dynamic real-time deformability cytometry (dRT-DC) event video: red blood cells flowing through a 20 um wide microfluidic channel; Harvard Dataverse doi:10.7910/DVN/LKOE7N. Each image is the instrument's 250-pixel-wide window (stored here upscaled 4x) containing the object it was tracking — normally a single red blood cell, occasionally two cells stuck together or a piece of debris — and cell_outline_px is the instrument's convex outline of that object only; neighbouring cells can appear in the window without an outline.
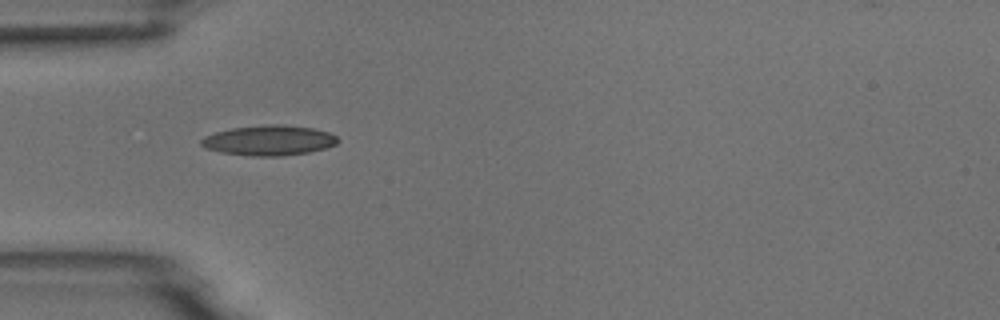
{"species": "common noctule bat (a hibernating species)", "species_latin": "Nyctalus noctula", "temperature_condition": "room temperature", "stored_images_in_passage": 5, "camera_frame_rate_fps": 3000, "um_per_image_px": 0.085, "animal": {"sex": "male", "body_mass_g": 18.8}, "frame": {"image": 1, "passage_image": 1, "time_ms": 0.0, "image_size_px": [1000, 320], "cell_outline_px": [[340, 140], [336, 144], [324, 148], [308, 152], [280, 156], [252, 156], [220, 152], [208, 148], [200, 144], [200, 140], [204, 136], [216, 132], [232, 128], [264, 124], [284, 124], [312, 128], [328, 132], [336, 136]], "centroid_in_image_um": [22.86, 11.92], "position_along_channel_um": 62.1, "area_um2": 23.93}}